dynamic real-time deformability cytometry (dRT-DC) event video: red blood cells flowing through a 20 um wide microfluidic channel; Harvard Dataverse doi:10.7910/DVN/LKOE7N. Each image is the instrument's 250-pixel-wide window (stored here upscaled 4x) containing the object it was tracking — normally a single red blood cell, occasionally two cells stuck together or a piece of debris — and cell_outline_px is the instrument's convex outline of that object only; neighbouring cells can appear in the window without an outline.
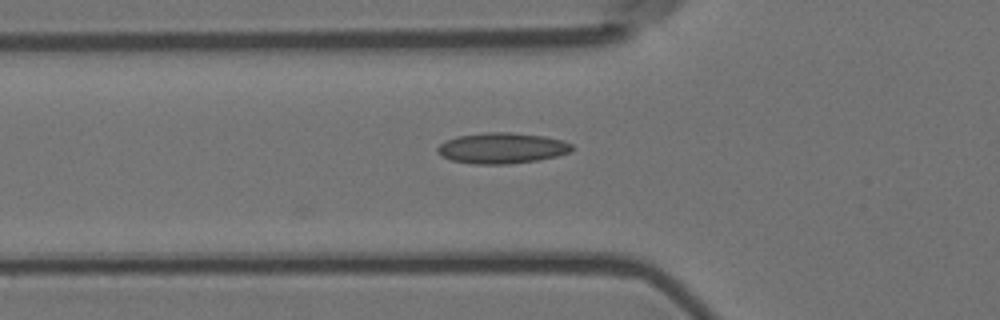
{"species": "Egyptian fruit bat (a non-hibernating species)", "species_latin": "Rousettus aegyptiacus", "temperature_condition": "room temperature", "stored_images_in_passage": 2, "camera_frame_rate_fps": 3000, "um_per_image_px": 0.085, "animal": {"sex": "female"}, "frame": {"image": 1, "passage_image": 2, "time_ms": 0.333, "image_size_px": [1000, 320], "cell_outline_px": [[572, 148], [568, 152], [556, 156], [536, 160], [508, 164], [472, 164], [452, 160], [436, 152], [436, 148], [440, 144], [456, 136], [488, 132], [508, 132], [544, 136], [564, 140], [572, 144]], "centroid_in_image_um": [42.65, 12.58], "position_along_channel_um": 83.1, "area_um2": 23.93}}